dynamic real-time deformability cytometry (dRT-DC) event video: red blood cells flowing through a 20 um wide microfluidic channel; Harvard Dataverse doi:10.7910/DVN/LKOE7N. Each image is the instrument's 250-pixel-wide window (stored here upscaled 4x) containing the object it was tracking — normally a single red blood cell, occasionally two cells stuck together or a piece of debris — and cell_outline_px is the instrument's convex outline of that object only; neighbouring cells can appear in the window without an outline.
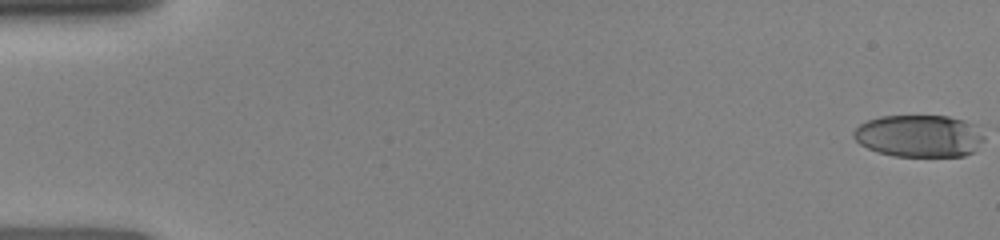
{"species": "human", "species_latin": "Homo sapiens", "temperature_condition": "room temperature", "stored_images_in_passage": 22, "camera_frame_rate_fps": 3000, "um_per_image_px": 0.085, "donor": {"sex": "female"}, "frame": {"image": 1, "passage_image": 1, "time_ms": 0.0, "image_size_px": [1000, 240], "cell_outline_px": [[984, 140], [972, 152], [964, 156], [892, 156], [876, 152], [860, 144], [852, 136], [852, 132], [860, 124], [868, 120], [880, 116], [948, 116], [964, 120], [972, 124], [984, 136]], "centroid_in_image_um": [78.09, 11.56], "position_along_channel_um": 6.9, "area_um2": 32.08}}
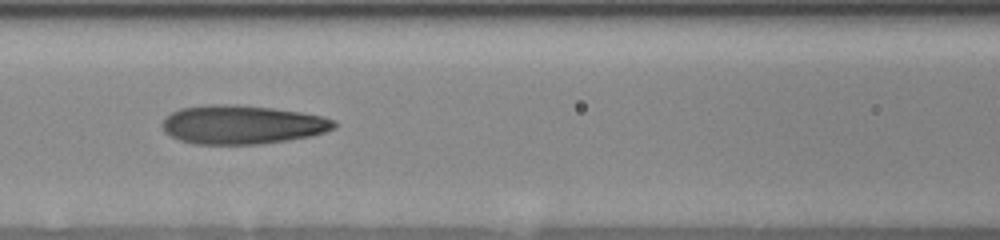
{"frame": {"image": 2, "passage_image": 13, "time_ms": 7.0, "image_size_px": [1000, 240], "cell_outline_px": [[336, 128], [312, 136], [288, 140], [260, 144], [196, 144], [180, 140], [164, 132], [160, 124], [172, 112], [180, 108], [212, 104], [224, 104], [272, 108], [300, 112], [324, 116], [336, 120]], "centroid_in_image_um": [20.61, 10.6], "position_along_channel_um": 146.0, "area_um2": 38.84}}
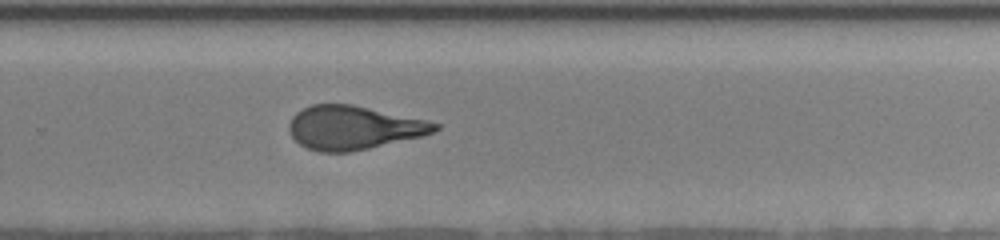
{"frame": {"image": 3, "passage_image": 22, "time_ms": 10.667, "image_size_px": [1000, 240], "cell_outline_px": [[440, 128], [424, 136], [368, 148], [348, 152], [320, 152], [308, 148], [300, 144], [288, 132], [288, 124], [292, 116], [296, 112], [312, 104], [352, 104], [428, 120], [440, 124]], "centroid_in_image_um": [30.05, 10.84], "position_along_channel_um": 299.8, "area_um2": 37.17}}